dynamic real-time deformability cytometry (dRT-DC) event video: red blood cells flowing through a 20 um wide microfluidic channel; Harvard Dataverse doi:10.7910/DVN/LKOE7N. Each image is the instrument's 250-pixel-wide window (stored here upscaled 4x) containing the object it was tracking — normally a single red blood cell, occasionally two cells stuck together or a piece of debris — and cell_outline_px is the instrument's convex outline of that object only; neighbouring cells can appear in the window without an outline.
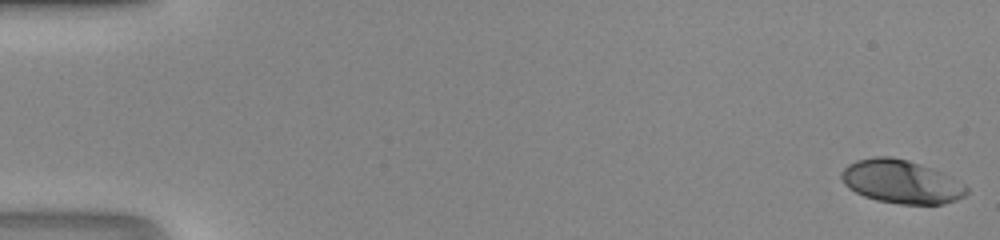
{"species": "human", "species_latin": "Homo sapiens", "temperature_condition": "room temperature", "stored_images_in_passage": 48, "camera_frame_rate_fps": 3000, "um_per_image_px": 0.085, "donor": {"sex": "male"}, "frame": {"image": 1, "passage_image": 1, "time_ms": 0.0, "image_size_px": [1000, 240], "cell_outline_px": [[968, 192], [964, 196], [956, 200], [944, 204], [900, 204], [876, 200], [864, 196], [848, 188], [844, 184], [840, 176], [840, 172], [848, 164], [856, 160], [876, 156], [892, 156], [908, 160], [940, 172], [964, 184], [968, 188]], "centroid_in_image_um": [76.56, 15.45], "position_along_channel_um": 8.4, "area_um2": 31.56}}
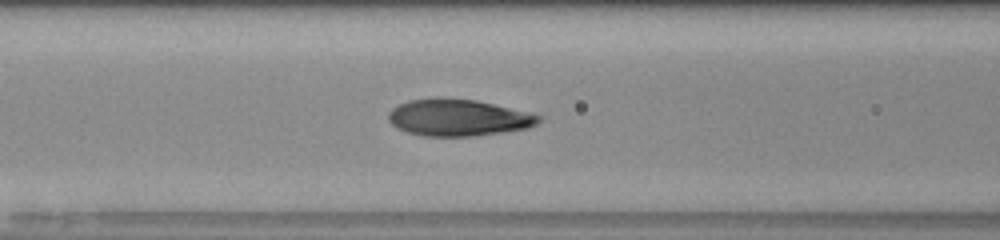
{"frame": {"image": 2, "passage_image": 21, "time_ms": 6.667, "image_size_px": [1000, 240], "cell_outline_px": [[544, 120], [528, 128], [504, 132], [472, 136], [424, 136], [408, 132], [396, 128], [388, 120], [388, 112], [392, 108], [408, 100], [476, 100], [544, 116]], "centroid_in_image_um": [38.99, 10.03], "position_along_channel_um": 127.6, "area_um2": 31.56}}
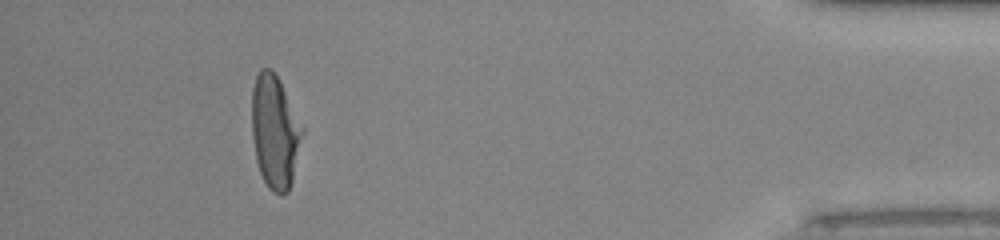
{"frame": {"image": 3, "passage_image": 44, "time_ms": 14.333, "image_size_px": [1000, 240], "cell_outline_px": [[304, 132], [292, 180], [288, 192], [284, 196], [280, 196], [272, 192], [268, 188], [260, 172], [256, 160], [252, 136], [252, 88], [256, 76], [260, 68], [272, 68], [304, 128]], "centroid_in_image_um": [23.36, 11.23], "position_along_channel_um": 411.8, "area_um2": 33.35}}